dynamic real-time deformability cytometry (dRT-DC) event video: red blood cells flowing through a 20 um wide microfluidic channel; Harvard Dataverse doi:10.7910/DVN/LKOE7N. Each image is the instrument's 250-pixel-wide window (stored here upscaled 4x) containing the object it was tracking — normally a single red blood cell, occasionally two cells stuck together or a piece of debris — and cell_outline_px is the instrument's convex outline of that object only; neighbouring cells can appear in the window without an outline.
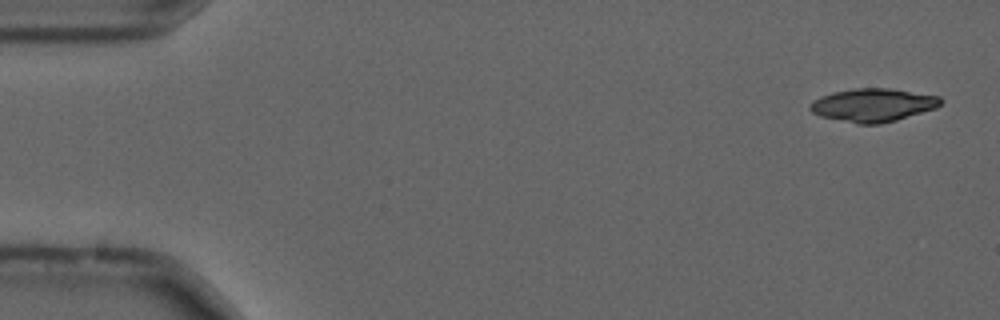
{"species": "common noctule bat (a hibernating species)", "species_latin": "Nyctalus noctula", "temperature_condition": "cold", "stored_images_in_passage": 53, "camera_frame_rate_fps": 3000, "um_per_image_px": 0.085, "animal": {"sex": "male", "forearm_length_mm": 52.5}, "frame": {"image": 1, "passage_image": 1, "time_ms": 0.0, "image_size_px": [1000, 320], "cell_outline_px": [[944, 100], [936, 108], [896, 120], [880, 124], [856, 124], [820, 116], [812, 112], [808, 108], [808, 104], [812, 100], [820, 96], [832, 92], [852, 88], [888, 88], [940, 96]], "centroid_in_image_um": [74.17, 8.93], "position_along_channel_um": 10.8, "area_um2": 25.49}}
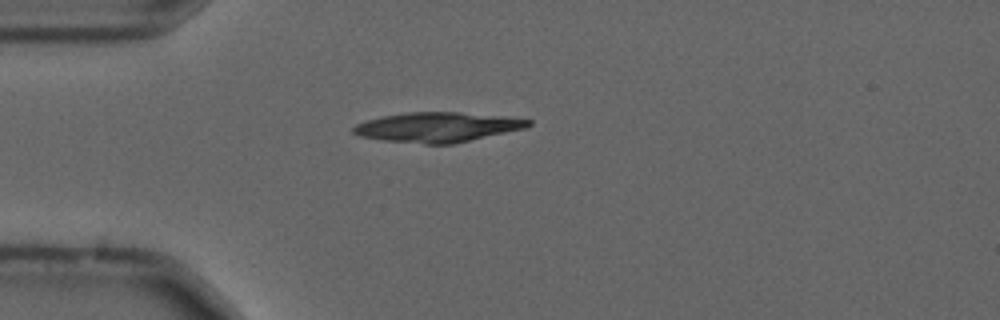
{"frame": {"image": 2, "passage_image": 13, "time_ms": 4.0, "image_size_px": [1000, 320], "cell_outline_px": [[532, 124], [524, 128], [452, 144], [424, 144], [380, 140], [360, 136], [352, 132], [352, 128], [356, 124], [368, 120], [384, 116], [408, 112], [456, 112], [504, 116], [532, 120]], "centroid_in_image_um": [37.16, 10.81], "position_along_channel_um": 47.8, "area_um2": 30.11}}